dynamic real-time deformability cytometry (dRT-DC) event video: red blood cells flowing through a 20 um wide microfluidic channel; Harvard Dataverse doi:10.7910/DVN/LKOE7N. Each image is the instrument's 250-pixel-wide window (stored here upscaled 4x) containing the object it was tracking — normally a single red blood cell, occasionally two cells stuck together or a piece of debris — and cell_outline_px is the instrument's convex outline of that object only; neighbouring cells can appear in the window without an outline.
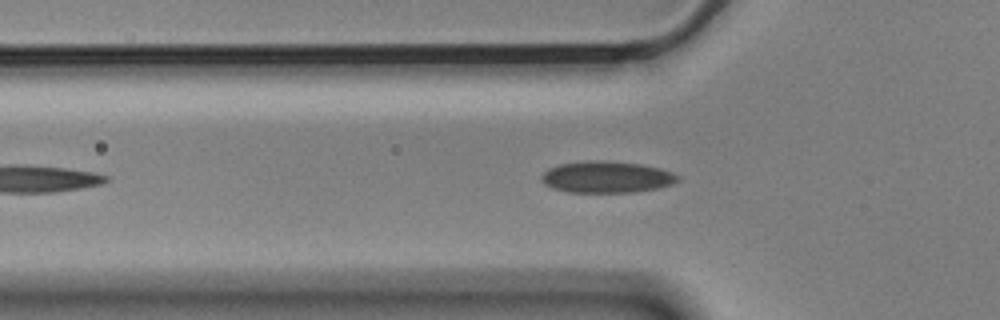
{"species": "Egyptian fruit bat (a non-hibernating species)", "species_latin": "Rousettus aegyptiacus", "temperature_condition": "cold", "stored_images_in_passage": 44, "camera_frame_rate_fps": 3000, "um_per_image_px": 0.085, "animal": {"sex": "male"}, "frame": {"image": 1, "passage_image": 9, "time_ms": 2.667, "image_size_px": [1000, 320], "cell_outline_px": [[680, 180], [672, 184], [656, 188], [632, 192], [568, 192], [552, 188], [544, 184], [540, 176], [548, 168], [560, 164], [588, 160], [600, 160], [640, 164], [660, 168], [672, 172], [680, 176]], "centroid_in_image_um": [51.55, 15.04], "position_along_channel_um": 74.2, "area_um2": 25.09}}
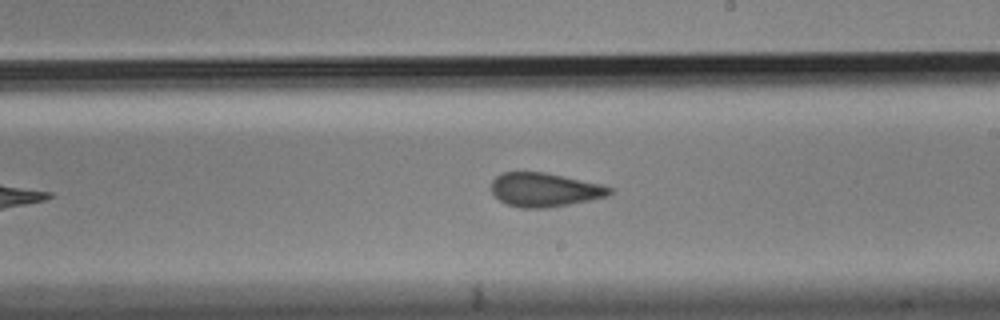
{"frame": {"image": 2, "passage_image": 23, "time_ms": 7.333, "image_size_px": [1000, 320], "cell_outline_px": [[612, 192], [608, 196], [568, 204], [544, 208], [524, 208], [508, 204], [500, 200], [492, 192], [492, 180], [496, 176], [504, 172], [544, 172], [564, 176], [600, 184], [612, 188]], "centroid_in_image_um": [46.28, 16.12], "position_along_channel_um": 242.7, "area_um2": 23.0}}
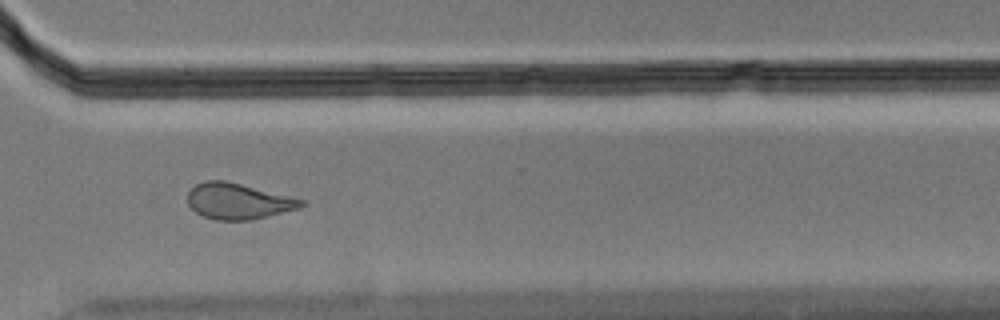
{"frame": {"image": 3, "passage_image": 32, "time_ms": 10.333, "image_size_px": [1000, 320], "cell_outline_px": [[304, 204], [300, 208], [268, 216], [248, 220], [216, 220], [204, 216], [196, 212], [188, 204], [188, 192], [196, 184], [204, 180], [224, 180], [304, 200]], "centroid_in_image_um": [20.21, 17.1], "position_along_channel_um": 350.4, "area_um2": 23.41}, "authors_computed_cell_mechanics": {"area_um2": 24.2471, "velocity_mm_per_s": 3.5901, "shape_relaxation_time_tau1_ms": null, "shape_relaxation_time_tau2_ms": 1.7222, "deformation_change_tau1": null, "deformation_change_tau2": 0.0853}}